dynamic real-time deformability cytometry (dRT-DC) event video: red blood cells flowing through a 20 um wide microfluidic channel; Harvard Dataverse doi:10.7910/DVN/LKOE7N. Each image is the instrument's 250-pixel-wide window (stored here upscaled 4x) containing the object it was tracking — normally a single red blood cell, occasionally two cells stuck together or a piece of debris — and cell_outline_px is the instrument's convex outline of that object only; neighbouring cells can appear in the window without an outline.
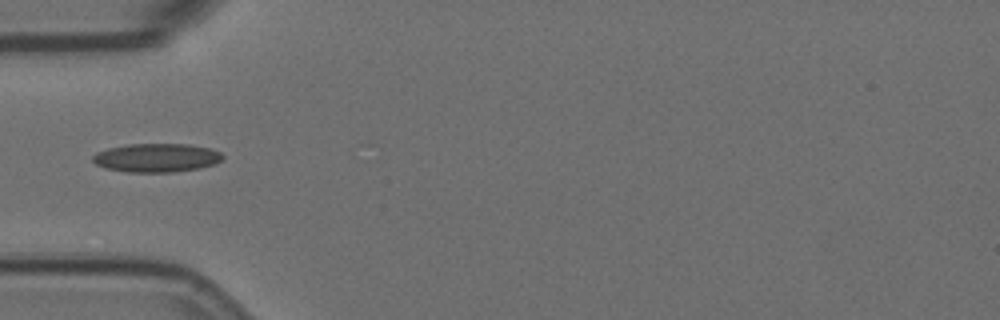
{"species": "Egyptian fruit bat (a non-hibernating species)", "species_latin": "Rousettus aegyptiacus", "temperature_condition": "room temperature", "stored_images_in_passage": 14, "camera_frame_rate_fps": 3000, "um_per_image_px": 0.085, "animal": {"sex": "female"}, "frame": {"image": 1, "passage_image": 4, "time_ms": 1.0, "image_size_px": [1000, 320], "cell_outline_px": [[224, 156], [216, 164], [200, 168], [172, 172], [128, 172], [104, 168], [96, 164], [92, 160], [92, 156], [96, 152], [108, 148], [128, 144], [188, 144], [208, 148], [220, 152]], "centroid_in_image_um": [13.29, 13.41], "position_along_channel_um": 71.7, "area_um2": 21.73}}
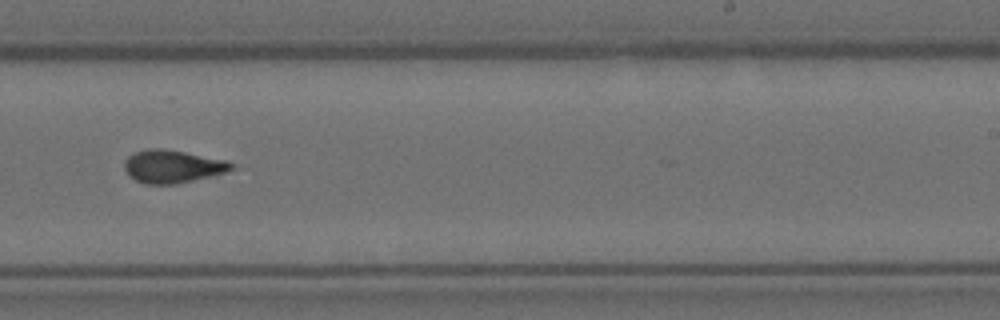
{"frame": {"image": 2, "passage_image": 9, "time_ms": 2.667, "image_size_px": [1000, 320], "cell_outline_px": [[236, 168], [224, 172], [176, 184], [144, 184], [136, 180], [124, 168], [124, 160], [132, 152], [148, 148], [164, 148], [228, 160], [236, 164]], "centroid_in_image_um": [14.67, 14.12], "position_along_channel_um": 274.3, "area_um2": 20.58}}
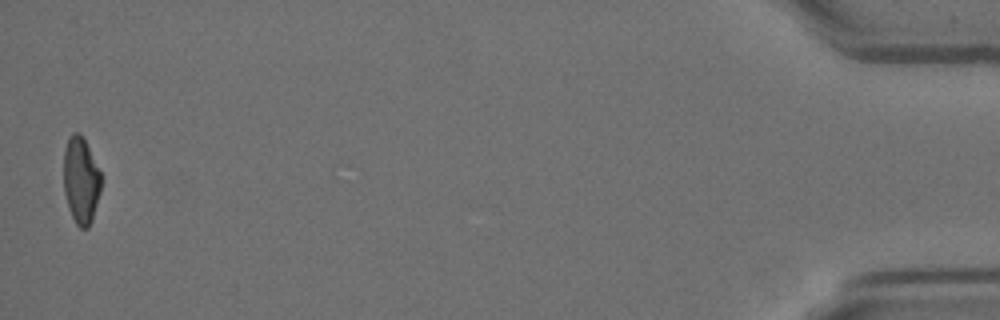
{"frame": {"image": 3, "passage_image": 14, "time_ms": 4.333, "image_size_px": [1000, 320], "cell_outline_px": [[100, 192], [92, 220], [88, 228], [80, 228], [76, 224], [68, 208], [64, 192], [64, 148], [68, 136], [72, 132], [80, 132], [100, 172]], "centroid_in_image_um": [6.85, 15.33], "position_along_channel_um": 428.3, "area_um2": 18.79}}